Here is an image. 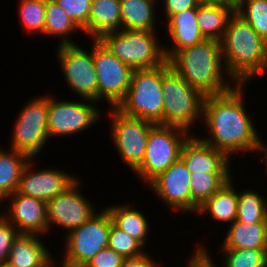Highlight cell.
Instances as JSON below:
<instances>
[{
  "instance_id": "obj_17",
  "label": "cell",
  "mask_w": 267,
  "mask_h": 267,
  "mask_svg": "<svg viewBox=\"0 0 267 267\" xmlns=\"http://www.w3.org/2000/svg\"><path fill=\"white\" fill-rule=\"evenodd\" d=\"M35 158L24 167L17 192L38 198L48 202L56 195L66 191L73 185L78 178L73 176L72 173H67L61 169L55 168H42L35 170ZM35 170V171H34Z\"/></svg>"
},
{
  "instance_id": "obj_3",
  "label": "cell",
  "mask_w": 267,
  "mask_h": 267,
  "mask_svg": "<svg viewBox=\"0 0 267 267\" xmlns=\"http://www.w3.org/2000/svg\"><path fill=\"white\" fill-rule=\"evenodd\" d=\"M221 52L226 71L237 84L267 71V42L236 12L228 21Z\"/></svg>"
},
{
  "instance_id": "obj_2",
  "label": "cell",
  "mask_w": 267,
  "mask_h": 267,
  "mask_svg": "<svg viewBox=\"0 0 267 267\" xmlns=\"http://www.w3.org/2000/svg\"><path fill=\"white\" fill-rule=\"evenodd\" d=\"M169 62L191 87L204 96L222 95L237 85L226 71L221 42L216 40L205 39L194 46L184 48Z\"/></svg>"
},
{
  "instance_id": "obj_4",
  "label": "cell",
  "mask_w": 267,
  "mask_h": 267,
  "mask_svg": "<svg viewBox=\"0 0 267 267\" xmlns=\"http://www.w3.org/2000/svg\"><path fill=\"white\" fill-rule=\"evenodd\" d=\"M163 125L177 126L191 132L202 123L205 96L191 87L170 65L162 64Z\"/></svg>"
},
{
  "instance_id": "obj_37",
  "label": "cell",
  "mask_w": 267,
  "mask_h": 267,
  "mask_svg": "<svg viewBox=\"0 0 267 267\" xmlns=\"http://www.w3.org/2000/svg\"><path fill=\"white\" fill-rule=\"evenodd\" d=\"M125 258L107 247L99 251L84 267H122Z\"/></svg>"
},
{
  "instance_id": "obj_25",
  "label": "cell",
  "mask_w": 267,
  "mask_h": 267,
  "mask_svg": "<svg viewBox=\"0 0 267 267\" xmlns=\"http://www.w3.org/2000/svg\"><path fill=\"white\" fill-rule=\"evenodd\" d=\"M156 4L152 0H120L121 30L156 31Z\"/></svg>"
},
{
  "instance_id": "obj_44",
  "label": "cell",
  "mask_w": 267,
  "mask_h": 267,
  "mask_svg": "<svg viewBox=\"0 0 267 267\" xmlns=\"http://www.w3.org/2000/svg\"><path fill=\"white\" fill-rule=\"evenodd\" d=\"M263 149L267 152V144L265 145L264 141H263Z\"/></svg>"
},
{
  "instance_id": "obj_6",
  "label": "cell",
  "mask_w": 267,
  "mask_h": 267,
  "mask_svg": "<svg viewBox=\"0 0 267 267\" xmlns=\"http://www.w3.org/2000/svg\"><path fill=\"white\" fill-rule=\"evenodd\" d=\"M116 108L124 115L163 125L162 64L133 70L128 92Z\"/></svg>"
},
{
  "instance_id": "obj_14",
  "label": "cell",
  "mask_w": 267,
  "mask_h": 267,
  "mask_svg": "<svg viewBox=\"0 0 267 267\" xmlns=\"http://www.w3.org/2000/svg\"><path fill=\"white\" fill-rule=\"evenodd\" d=\"M81 181L78 179L66 191L47 202L49 233L53 230L52 227L56 225L66 231L63 235L65 237L97 212L92 202L90 203V200L80 193Z\"/></svg>"
},
{
  "instance_id": "obj_8",
  "label": "cell",
  "mask_w": 267,
  "mask_h": 267,
  "mask_svg": "<svg viewBox=\"0 0 267 267\" xmlns=\"http://www.w3.org/2000/svg\"><path fill=\"white\" fill-rule=\"evenodd\" d=\"M99 211L63 237L66 252L60 263L62 267H84L99 251L108 247L113 221L105 207Z\"/></svg>"
},
{
  "instance_id": "obj_33",
  "label": "cell",
  "mask_w": 267,
  "mask_h": 267,
  "mask_svg": "<svg viewBox=\"0 0 267 267\" xmlns=\"http://www.w3.org/2000/svg\"><path fill=\"white\" fill-rule=\"evenodd\" d=\"M222 267H267V249H220ZM220 266V267H221Z\"/></svg>"
},
{
  "instance_id": "obj_22",
  "label": "cell",
  "mask_w": 267,
  "mask_h": 267,
  "mask_svg": "<svg viewBox=\"0 0 267 267\" xmlns=\"http://www.w3.org/2000/svg\"><path fill=\"white\" fill-rule=\"evenodd\" d=\"M120 30V0H92L84 33L91 40H98L106 33Z\"/></svg>"
},
{
  "instance_id": "obj_1",
  "label": "cell",
  "mask_w": 267,
  "mask_h": 267,
  "mask_svg": "<svg viewBox=\"0 0 267 267\" xmlns=\"http://www.w3.org/2000/svg\"><path fill=\"white\" fill-rule=\"evenodd\" d=\"M245 84H237L222 95L205 96L202 125L209 135L201 139L230 159L240 153H259L263 141L246 110Z\"/></svg>"
},
{
  "instance_id": "obj_43",
  "label": "cell",
  "mask_w": 267,
  "mask_h": 267,
  "mask_svg": "<svg viewBox=\"0 0 267 267\" xmlns=\"http://www.w3.org/2000/svg\"><path fill=\"white\" fill-rule=\"evenodd\" d=\"M0 267H15V266H12L11 264L5 262V263H1Z\"/></svg>"
},
{
  "instance_id": "obj_39",
  "label": "cell",
  "mask_w": 267,
  "mask_h": 267,
  "mask_svg": "<svg viewBox=\"0 0 267 267\" xmlns=\"http://www.w3.org/2000/svg\"><path fill=\"white\" fill-rule=\"evenodd\" d=\"M164 8V17L166 20L176 13L186 9L197 8L200 4L197 0H162Z\"/></svg>"
},
{
  "instance_id": "obj_23",
  "label": "cell",
  "mask_w": 267,
  "mask_h": 267,
  "mask_svg": "<svg viewBox=\"0 0 267 267\" xmlns=\"http://www.w3.org/2000/svg\"><path fill=\"white\" fill-rule=\"evenodd\" d=\"M231 177L224 185L204 204H202L196 215H209L219 224H232L237 218L238 191Z\"/></svg>"
},
{
  "instance_id": "obj_30",
  "label": "cell",
  "mask_w": 267,
  "mask_h": 267,
  "mask_svg": "<svg viewBox=\"0 0 267 267\" xmlns=\"http://www.w3.org/2000/svg\"><path fill=\"white\" fill-rule=\"evenodd\" d=\"M252 189L238 192V208L236 221L246 224L267 222V197Z\"/></svg>"
},
{
  "instance_id": "obj_13",
  "label": "cell",
  "mask_w": 267,
  "mask_h": 267,
  "mask_svg": "<svg viewBox=\"0 0 267 267\" xmlns=\"http://www.w3.org/2000/svg\"><path fill=\"white\" fill-rule=\"evenodd\" d=\"M94 68L98 77V104L117 107L125 98L133 70L115 57L99 40H93Z\"/></svg>"
},
{
  "instance_id": "obj_35",
  "label": "cell",
  "mask_w": 267,
  "mask_h": 267,
  "mask_svg": "<svg viewBox=\"0 0 267 267\" xmlns=\"http://www.w3.org/2000/svg\"><path fill=\"white\" fill-rule=\"evenodd\" d=\"M69 18L84 32L88 23L92 0H55Z\"/></svg>"
},
{
  "instance_id": "obj_16",
  "label": "cell",
  "mask_w": 267,
  "mask_h": 267,
  "mask_svg": "<svg viewBox=\"0 0 267 267\" xmlns=\"http://www.w3.org/2000/svg\"><path fill=\"white\" fill-rule=\"evenodd\" d=\"M6 200L7 204H10H8L9 207L7 206L8 209H5L4 205ZM1 203H3L0 204L1 214L14 225L20 234L45 236L49 233L46 201L22 195L16 191L7 196Z\"/></svg>"
},
{
  "instance_id": "obj_27",
  "label": "cell",
  "mask_w": 267,
  "mask_h": 267,
  "mask_svg": "<svg viewBox=\"0 0 267 267\" xmlns=\"http://www.w3.org/2000/svg\"><path fill=\"white\" fill-rule=\"evenodd\" d=\"M30 158L14 149L0 148V204L17 191L22 171Z\"/></svg>"
},
{
  "instance_id": "obj_29",
  "label": "cell",
  "mask_w": 267,
  "mask_h": 267,
  "mask_svg": "<svg viewBox=\"0 0 267 267\" xmlns=\"http://www.w3.org/2000/svg\"><path fill=\"white\" fill-rule=\"evenodd\" d=\"M231 174H190L191 215L212 197L230 178Z\"/></svg>"
},
{
  "instance_id": "obj_31",
  "label": "cell",
  "mask_w": 267,
  "mask_h": 267,
  "mask_svg": "<svg viewBox=\"0 0 267 267\" xmlns=\"http://www.w3.org/2000/svg\"><path fill=\"white\" fill-rule=\"evenodd\" d=\"M235 12L267 42V0H236Z\"/></svg>"
},
{
  "instance_id": "obj_32",
  "label": "cell",
  "mask_w": 267,
  "mask_h": 267,
  "mask_svg": "<svg viewBox=\"0 0 267 267\" xmlns=\"http://www.w3.org/2000/svg\"><path fill=\"white\" fill-rule=\"evenodd\" d=\"M18 3L20 24L24 31L44 36L46 0H20Z\"/></svg>"
},
{
  "instance_id": "obj_34",
  "label": "cell",
  "mask_w": 267,
  "mask_h": 267,
  "mask_svg": "<svg viewBox=\"0 0 267 267\" xmlns=\"http://www.w3.org/2000/svg\"><path fill=\"white\" fill-rule=\"evenodd\" d=\"M108 247L125 259L137 257L145 253V248L136 239L118 228L113 222L109 232Z\"/></svg>"
},
{
  "instance_id": "obj_38",
  "label": "cell",
  "mask_w": 267,
  "mask_h": 267,
  "mask_svg": "<svg viewBox=\"0 0 267 267\" xmlns=\"http://www.w3.org/2000/svg\"><path fill=\"white\" fill-rule=\"evenodd\" d=\"M205 247V245H196L194 252L188 258L185 266L187 267H217L214 264L215 262L212 260L211 253Z\"/></svg>"
},
{
  "instance_id": "obj_24",
  "label": "cell",
  "mask_w": 267,
  "mask_h": 267,
  "mask_svg": "<svg viewBox=\"0 0 267 267\" xmlns=\"http://www.w3.org/2000/svg\"><path fill=\"white\" fill-rule=\"evenodd\" d=\"M227 229L221 249H267V222L234 221Z\"/></svg>"
},
{
  "instance_id": "obj_15",
  "label": "cell",
  "mask_w": 267,
  "mask_h": 267,
  "mask_svg": "<svg viewBox=\"0 0 267 267\" xmlns=\"http://www.w3.org/2000/svg\"><path fill=\"white\" fill-rule=\"evenodd\" d=\"M190 171L179 158L147 187L170 210L191 213ZM150 186V187H149Z\"/></svg>"
},
{
  "instance_id": "obj_40",
  "label": "cell",
  "mask_w": 267,
  "mask_h": 267,
  "mask_svg": "<svg viewBox=\"0 0 267 267\" xmlns=\"http://www.w3.org/2000/svg\"><path fill=\"white\" fill-rule=\"evenodd\" d=\"M153 258L146 251L140 256L125 259L122 267H159L160 264L153 260Z\"/></svg>"
},
{
  "instance_id": "obj_42",
  "label": "cell",
  "mask_w": 267,
  "mask_h": 267,
  "mask_svg": "<svg viewBox=\"0 0 267 267\" xmlns=\"http://www.w3.org/2000/svg\"><path fill=\"white\" fill-rule=\"evenodd\" d=\"M200 4H204V3H217V2H221L224 0H197Z\"/></svg>"
},
{
  "instance_id": "obj_21",
  "label": "cell",
  "mask_w": 267,
  "mask_h": 267,
  "mask_svg": "<svg viewBox=\"0 0 267 267\" xmlns=\"http://www.w3.org/2000/svg\"><path fill=\"white\" fill-rule=\"evenodd\" d=\"M234 12V0L199 4L196 20L204 38L221 42L227 29L228 21Z\"/></svg>"
},
{
  "instance_id": "obj_36",
  "label": "cell",
  "mask_w": 267,
  "mask_h": 267,
  "mask_svg": "<svg viewBox=\"0 0 267 267\" xmlns=\"http://www.w3.org/2000/svg\"><path fill=\"white\" fill-rule=\"evenodd\" d=\"M20 233L1 213H0V264L8 260L14 240Z\"/></svg>"
},
{
  "instance_id": "obj_41",
  "label": "cell",
  "mask_w": 267,
  "mask_h": 267,
  "mask_svg": "<svg viewBox=\"0 0 267 267\" xmlns=\"http://www.w3.org/2000/svg\"><path fill=\"white\" fill-rule=\"evenodd\" d=\"M261 153H262V157L261 158H263V160H265V162H264L265 163V168H266L265 171L267 173V152L262 148L261 151L258 153V155L261 154Z\"/></svg>"
},
{
  "instance_id": "obj_28",
  "label": "cell",
  "mask_w": 267,
  "mask_h": 267,
  "mask_svg": "<svg viewBox=\"0 0 267 267\" xmlns=\"http://www.w3.org/2000/svg\"><path fill=\"white\" fill-rule=\"evenodd\" d=\"M79 30L55 0H46L44 36L58 37L57 45L75 44L70 35Z\"/></svg>"
},
{
  "instance_id": "obj_7",
  "label": "cell",
  "mask_w": 267,
  "mask_h": 267,
  "mask_svg": "<svg viewBox=\"0 0 267 267\" xmlns=\"http://www.w3.org/2000/svg\"><path fill=\"white\" fill-rule=\"evenodd\" d=\"M190 135L177 126L155 124L148 135L144 159L133 173L148 185L180 158L182 146Z\"/></svg>"
},
{
  "instance_id": "obj_9",
  "label": "cell",
  "mask_w": 267,
  "mask_h": 267,
  "mask_svg": "<svg viewBox=\"0 0 267 267\" xmlns=\"http://www.w3.org/2000/svg\"><path fill=\"white\" fill-rule=\"evenodd\" d=\"M15 119L10 136L11 149L36 159L47 141H50L47 130L48 94L31 98Z\"/></svg>"
},
{
  "instance_id": "obj_11",
  "label": "cell",
  "mask_w": 267,
  "mask_h": 267,
  "mask_svg": "<svg viewBox=\"0 0 267 267\" xmlns=\"http://www.w3.org/2000/svg\"><path fill=\"white\" fill-rule=\"evenodd\" d=\"M92 49L86 51L78 44H62L56 56L68 87L81 99L98 103V77L94 68Z\"/></svg>"
},
{
  "instance_id": "obj_10",
  "label": "cell",
  "mask_w": 267,
  "mask_h": 267,
  "mask_svg": "<svg viewBox=\"0 0 267 267\" xmlns=\"http://www.w3.org/2000/svg\"><path fill=\"white\" fill-rule=\"evenodd\" d=\"M107 113L111 118V141L123 163L134 172L144 159L148 135L155 123L124 115L116 107H110Z\"/></svg>"
},
{
  "instance_id": "obj_12",
  "label": "cell",
  "mask_w": 267,
  "mask_h": 267,
  "mask_svg": "<svg viewBox=\"0 0 267 267\" xmlns=\"http://www.w3.org/2000/svg\"><path fill=\"white\" fill-rule=\"evenodd\" d=\"M83 101V102H82ZM82 101L56 100L48 95V120L47 130L49 140L51 137L73 136L82 133L98 122L101 118V111L98 103L92 100ZM95 104V105H94Z\"/></svg>"
},
{
  "instance_id": "obj_5",
  "label": "cell",
  "mask_w": 267,
  "mask_h": 267,
  "mask_svg": "<svg viewBox=\"0 0 267 267\" xmlns=\"http://www.w3.org/2000/svg\"><path fill=\"white\" fill-rule=\"evenodd\" d=\"M157 31L120 30L102 35L98 40L132 70L150 69L167 59Z\"/></svg>"
},
{
  "instance_id": "obj_26",
  "label": "cell",
  "mask_w": 267,
  "mask_h": 267,
  "mask_svg": "<svg viewBox=\"0 0 267 267\" xmlns=\"http://www.w3.org/2000/svg\"><path fill=\"white\" fill-rule=\"evenodd\" d=\"M105 207L109 212L113 223L125 231L129 236L136 239L144 248L147 246V239L150 235V221L138 209H134L132 204L108 205Z\"/></svg>"
},
{
  "instance_id": "obj_20",
  "label": "cell",
  "mask_w": 267,
  "mask_h": 267,
  "mask_svg": "<svg viewBox=\"0 0 267 267\" xmlns=\"http://www.w3.org/2000/svg\"><path fill=\"white\" fill-rule=\"evenodd\" d=\"M40 236L38 234H19L13 242L7 263L15 267L58 266L49 252V248L42 243Z\"/></svg>"
},
{
  "instance_id": "obj_19",
  "label": "cell",
  "mask_w": 267,
  "mask_h": 267,
  "mask_svg": "<svg viewBox=\"0 0 267 267\" xmlns=\"http://www.w3.org/2000/svg\"><path fill=\"white\" fill-rule=\"evenodd\" d=\"M197 8L186 9L171 15L166 21L168 37L172 46L164 45L166 59L169 61L178 51L194 46L205 40L196 20ZM174 44V45H173Z\"/></svg>"
},
{
  "instance_id": "obj_18",
  "label": "cell",
  "mask_w": 267,
  "mask_h": 267,
  "mask_svg": "<svg viewBox=\"0 0 267 267\" xmlns=\"http://www.w3.org/2000/svg\"><path fill=\"white\" fill-rule=\"evenodd\" d=\"M180 158L190 174H233L230 159L224 152L204 142L192 132L184 142Z\"/></svg>"
}]
</instances>
